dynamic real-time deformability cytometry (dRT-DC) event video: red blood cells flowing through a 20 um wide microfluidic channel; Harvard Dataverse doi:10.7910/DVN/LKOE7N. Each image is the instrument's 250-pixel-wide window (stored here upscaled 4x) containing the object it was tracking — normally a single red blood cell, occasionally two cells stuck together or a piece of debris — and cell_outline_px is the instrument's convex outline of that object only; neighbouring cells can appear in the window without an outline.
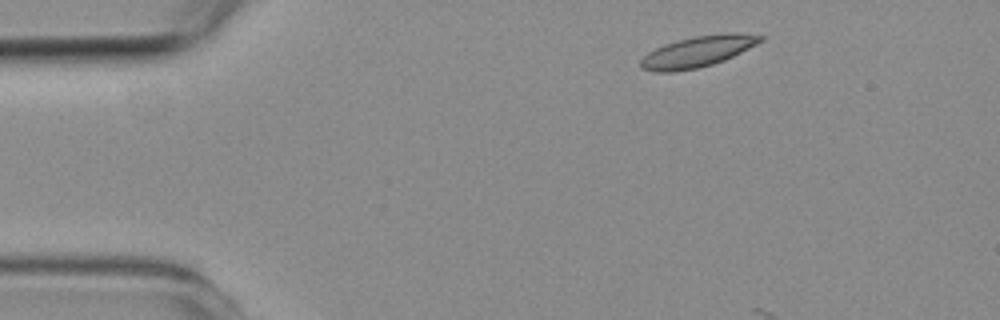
{"species": "common noctule bat (a hibernating species)", "species_latin": "Nyctalus noctula", "temperature_condition": "room temperature", "stored_images_in_passage": 5, "segment_of_instrument_passage": [2, 2], "camera_frame_rate_fps": 3000, "um_per_image_px": 0.085, "animal": {"sex": "female", "body_mass_g": 19.3, "forearm_length_mm": 54.1}, "frame": {"image": 1, "passage_image": 5, "time_ms": 6.0, "image_size_px": [1000, 320], "cell_outline_px": [[764, 40], [724, 60], [712, 64], [696, 68], [676, 72], [656, 72], [640, 68], [640, 60], [648, 52], [664, 44], [676, 40], [696, 36], [728, 32], [736, 32], [764, 36]], "centroid_in_image_um": [59.28, 4.38], "position_along_channel_um": 25.7, "area_um2": 21.56}}